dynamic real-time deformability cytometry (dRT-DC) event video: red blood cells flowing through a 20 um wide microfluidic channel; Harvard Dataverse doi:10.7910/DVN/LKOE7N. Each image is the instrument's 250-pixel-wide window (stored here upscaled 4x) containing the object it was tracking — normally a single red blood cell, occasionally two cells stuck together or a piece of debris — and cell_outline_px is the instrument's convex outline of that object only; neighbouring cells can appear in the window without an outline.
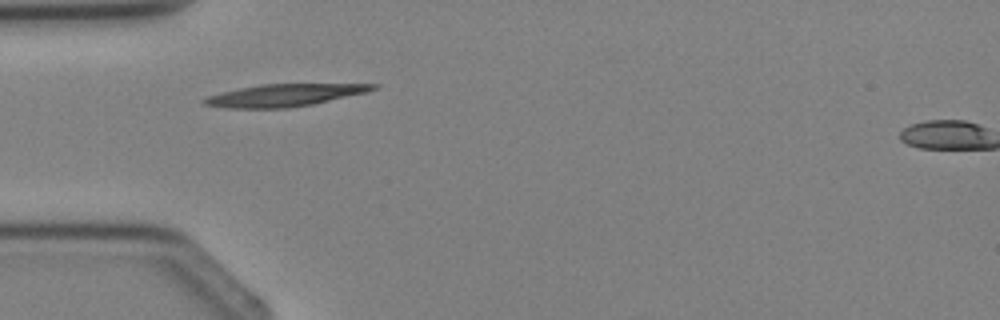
{"species": "Egyptian fruit bat (a non-hibernating species)", "species_latin": "Rousettus aegyptiacus", "temperature_condition": "cold", "stored_images_in_passage": 4, "camera_frame_rate_fps": 3000, "um_per_image_px": 0.085, "animal": {"sex": "female"}, "frame": {"image": 1, "passage_image": 3, "time_ms": 2.333, "image_size_px": [1000, 320], "cell_outline_px": [[380, 84], [376, 88], [368, 92], [312, 104], [288, 108], [224, 108], [204, 104], [200, 100], [208, 96], [240, 88], [260, 84]], "centroid_in_image_um": [24.17, 8.09], "position_along_channel_um": 60.8, "area_um2": 21.73}}
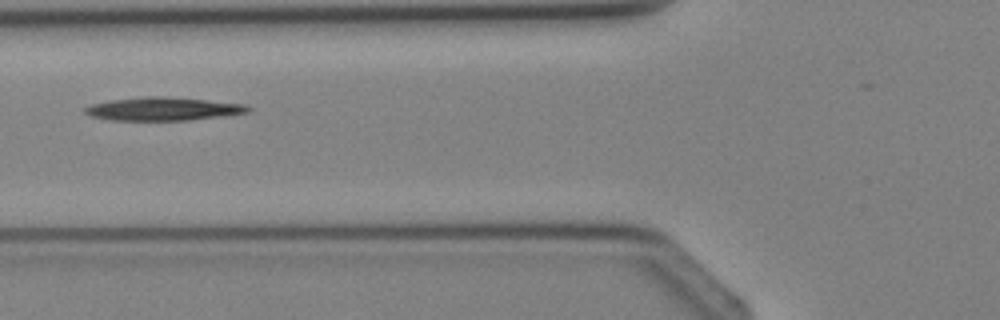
{"frame": {"image": 2, "passage_image": 4, "time_ms": 3.333, "image_size_px": [1000, 320], "cell_outline_px": [[252, 108], [248, 112], [220, 116], [188, 120], [112, 120], [92, 116], [84, 112], [84, 108], [92, 104], [112, 100], [144, 96], [168, 96], [244, 104]], "centroid_in_image_um": [13.86, 9.25], "position_along_channel_um": 111.9, "area_um2": 21.85}}